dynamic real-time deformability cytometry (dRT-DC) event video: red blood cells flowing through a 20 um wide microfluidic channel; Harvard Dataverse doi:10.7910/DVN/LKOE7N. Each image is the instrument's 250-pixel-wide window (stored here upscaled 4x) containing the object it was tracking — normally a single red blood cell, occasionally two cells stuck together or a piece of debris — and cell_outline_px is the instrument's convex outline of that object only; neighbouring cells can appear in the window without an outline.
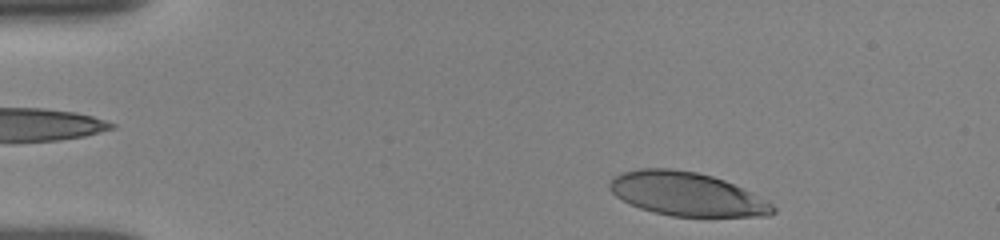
{"species": "human", "species_latin": "Homo sapiens", "temperature_condition": "room temperature", "stored_images_in_passage": 10, "camera_frame_rate_fps": 3000, "um_per_image_px": 0.085, "donor": {"sex": "female"}, "frame": {"image": 1, "passage_image": 2, "time_ms": 0.333, "image_size_px": [1000, 240], "cell_outline_px": [[776, 212], [768, 216], [672, 216], [640, 208], [616, 196], [608, 188], [608, 180], [612, 176], [624, 172], [640, 168], [672, 168], [696, 172], [712, 176], [724, 180], [752, 192], [772, 204], [776, 208]], "centroid_in_image_um": [58.36, 16.48], "position_along_channel_um": 26.6, "area_um2": 41.38}}
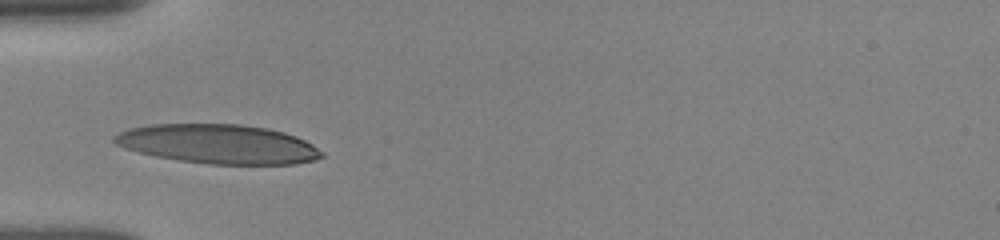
{"frame": {"image": 2, "passage_image": 9, "time_ms": 3.333, "image_size_px": [1000, 240], "cell_outline_px": [[324, 156], [316, 160], [296, 164], [208, 164], [180, 160], [156, 156], [124, 148], [116, 144], [112, 140], [112, 136], [128, 128], [148, 124], [240, 124], [268, 128], [284, 132], [296, 136], [312, 144], [324, 152]], "centroid_in_image_um": [18.56, 12.24], "position_along_channel_um": 66.4, "area_um2": 47.63}}